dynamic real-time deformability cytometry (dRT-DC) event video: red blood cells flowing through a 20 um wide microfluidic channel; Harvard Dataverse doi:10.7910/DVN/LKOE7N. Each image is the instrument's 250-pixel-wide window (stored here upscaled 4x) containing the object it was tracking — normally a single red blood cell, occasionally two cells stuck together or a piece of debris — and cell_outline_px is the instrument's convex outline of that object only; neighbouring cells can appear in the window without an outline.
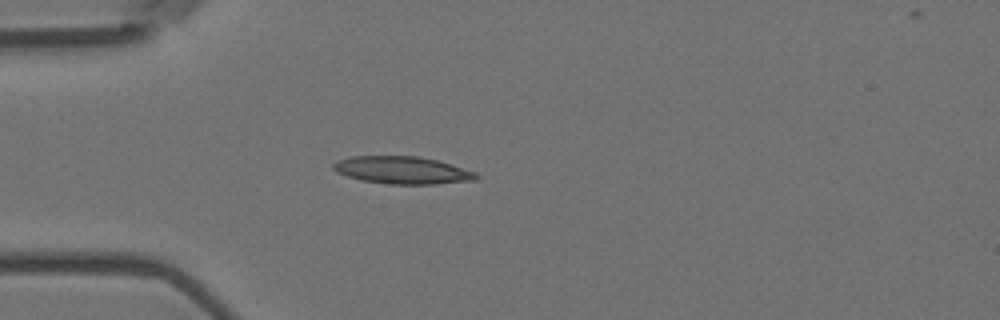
{"species": "Egyptian fruit bat (a non-hibernating species)", "species_latin": "Rousettus aegyptiacus", "temperature_condition": "room temperature", "stored_images_in_passage": 1, "camera_frame_rate_fps": 3000, "um_per_image_px": 0.085, "animal": {"sex": "female"}, "frame": {"image": 1, "passage_image": 1, "time_ms": 0.0, "image_size_px": [1000, 320], "cell_outline_px": [[480, 176], [476, 180], [436, 184], [392, 184], [364, 180], [348, 176], [336, 172], [332, 168], [332, 164], [336, 160], [352, 156], [416, 156], [436, 160], [452, 164], [476, 172]], "centroid_in_image_um": [34.22, 14.46], "position_along_channel_um": 50.8, "area_um2": 22.83}}